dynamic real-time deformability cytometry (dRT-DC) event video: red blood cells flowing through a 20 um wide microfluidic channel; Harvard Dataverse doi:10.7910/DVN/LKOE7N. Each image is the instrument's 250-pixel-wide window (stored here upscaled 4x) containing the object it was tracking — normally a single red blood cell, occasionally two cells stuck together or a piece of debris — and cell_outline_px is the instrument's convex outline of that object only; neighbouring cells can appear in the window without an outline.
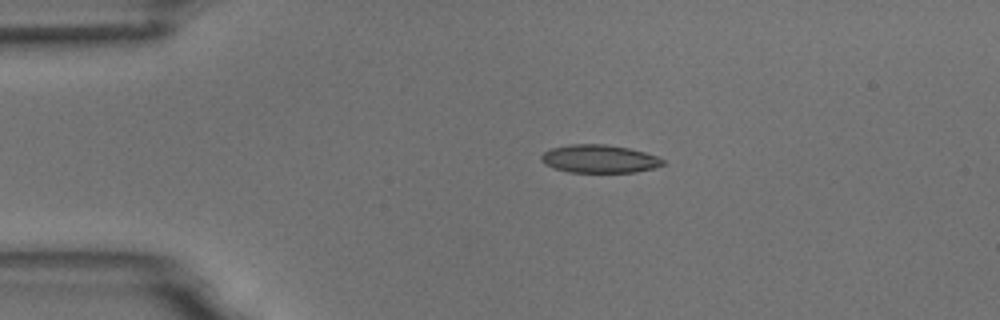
{"species": "common noctule bat (a hibernating species)", "species_latin": "Nyctalus noctula", "temperature_condition": "room temperature", "stored_images_in_passage": 3, "camera_frame_rate_fps": 3000, "um_per_image_px": 0.085, "animal": {"sex": "male", "body_mass_g": 18.8}, "frame": {"image": 1, "passage_image": 2, "time_ms": 1.333, "image_size_px": [1000, 320], "cell_outline_px": [[664, 164], [656, 168], [636, 172], [568, 172], [544, 164], [540, 160], [540, 156], [544, 152], [552, 148], [568, 144], [604, 144], [628, 148], [644, 152], [656, 156], [664, 160]], "centroid_in_image_um": [50.94, 13.5], "position_along_channel_um": 34.1, "area_um2": 19.88}}